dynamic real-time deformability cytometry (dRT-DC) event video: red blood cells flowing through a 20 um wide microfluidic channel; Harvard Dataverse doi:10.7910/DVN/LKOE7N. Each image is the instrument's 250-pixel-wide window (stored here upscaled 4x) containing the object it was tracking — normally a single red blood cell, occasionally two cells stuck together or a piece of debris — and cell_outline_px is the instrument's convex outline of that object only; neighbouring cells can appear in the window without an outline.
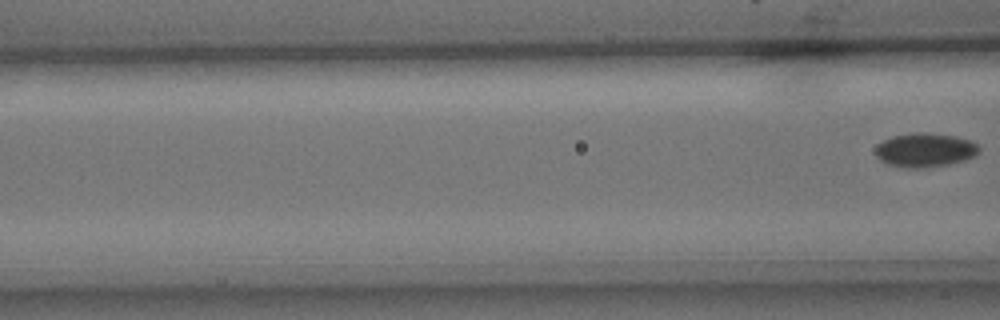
{"species": "common noctule bat (a hibernating species)", "species_latin": "Nyctalus noctula", "temperature_condition": "cold", "stored_images_in_passage": 8, "segment_of_instrument_passage": [2, 2], "camera_frame_rate_fps": 3000, "um_per_image_px": 0.085, "animal": {"sex": "male", "body_mass_g": 15.6}, "frame": {"image": 1, "passage_image": 8, "time_ms": 2.333, "image_size_px": [1000, 320], "cell_outline_px": [[980, 152], [976, 156], [964, 160], [948, 164], [920, 168], [904, 168], [888, 164], [880, 160], [876, 156], [876, 148], [884, 140], [892, 136], [924, 132], [956, 136], [972, 140], [980, 148]], "centroid_in_image_um": [78.67, 12.76], "position_along_channel_um": 87.9, "area_um2": 20.46}}